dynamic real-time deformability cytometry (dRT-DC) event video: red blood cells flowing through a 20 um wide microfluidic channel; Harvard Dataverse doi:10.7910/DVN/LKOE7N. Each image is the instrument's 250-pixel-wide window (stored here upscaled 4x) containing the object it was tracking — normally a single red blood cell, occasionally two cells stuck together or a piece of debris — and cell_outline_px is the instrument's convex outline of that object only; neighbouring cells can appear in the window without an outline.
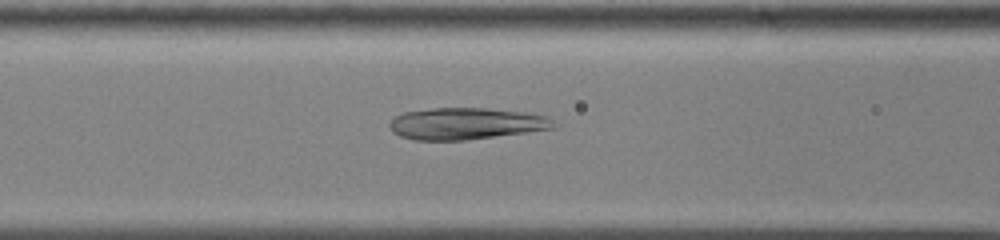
{"species": "common noctule bat (a hibernating species)", "species_latin": "Nyctalus noctula", "temperature_condition": "cold", "stored_images_in_passage": 58, "camera_frame_rate_fps": 3000, "um_per_image_px": 0.085, "animal": {"sex": "male", "body_mass_g": 13.0, "forearm_length_mm": 53.1}, "frame": {"image": 1, "passage_image": 26, "time_ms": 8.333, "image_size_px": [1000, 240], "cell_outline_px": [[560, 124], [556, 128], [464, 140], [412, 140], [400, 136], [392, 132], [388, 128], [388, 124], [396, 116], [404, 112], [432, 108], [488, 108], [524, 112], [544, 116]], "centroid_in_image_um": [39.59, 10.51], "position_along_channel_um": 127.0, "area_um2": 30.35}}
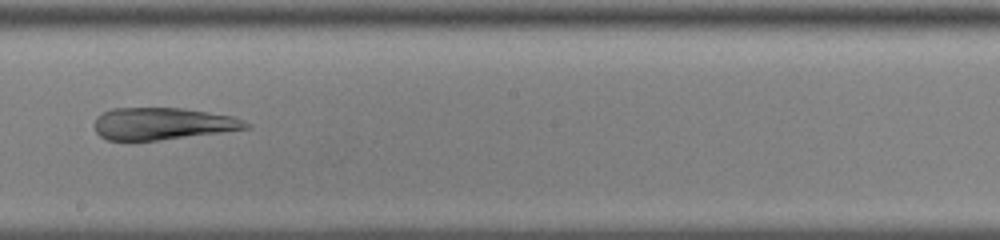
{"frame": {"image": 2, "passage_image": 35, "time_ms": 11.333, "image_size_px": [1000, 240], "cell_outline_px": [[252, 124], [248, 128], [220, 132], [160, 140], [108, 140], [100, 136], [96, 132], [96, 116], [112, 108], [184, 108], [232, 116], [244, 120]], "centroid_in_image_um": [13.83, 10.51], "position_along_channel_um": 234.4, "area_um2": 28.09}}
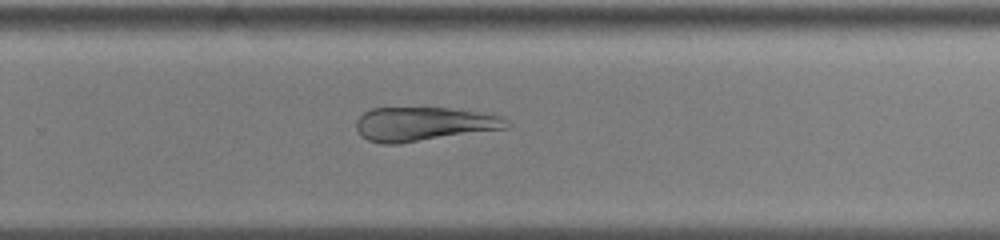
{"frame": {"image": 3, "passage_image": 40, "time_ms": 13.0, "image_size_px": [1000, 240], "cell_outline_px": [[512, 124], [508, 128], [400, 144], [380, 144], [368, 140], [360, 136], [356, 128], [356, 120], [364, 112], [372, 108], [448, 108], [500, 116]], "centroid_in_image_um": [35.97, 10.56], "position_along_channel_um": 293.8, "area_um2": 29.82}}